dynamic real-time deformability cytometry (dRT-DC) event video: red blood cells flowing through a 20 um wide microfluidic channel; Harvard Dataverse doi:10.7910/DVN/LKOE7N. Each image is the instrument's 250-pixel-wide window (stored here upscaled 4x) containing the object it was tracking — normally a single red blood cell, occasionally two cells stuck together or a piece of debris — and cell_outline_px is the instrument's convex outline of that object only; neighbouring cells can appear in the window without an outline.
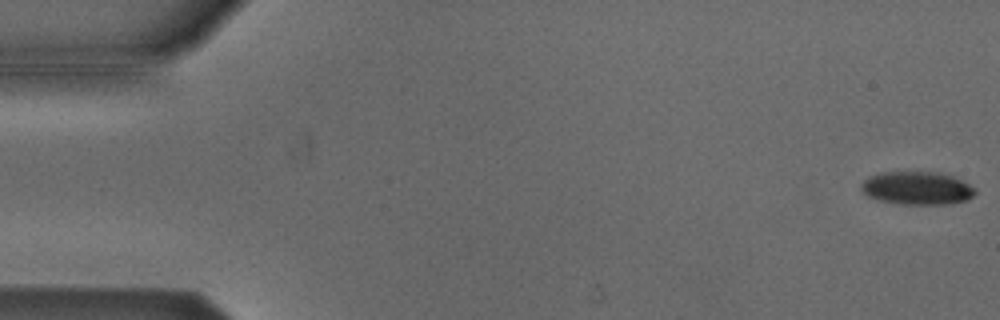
{"species": "Egyptian fruit bat (a non-hibernating species)", "species_latin": "Rousettus aegyptiacus", "temperature_condition": "cold", "stored_images_in_passage": 54, "camera_frame_rate_fps": 3000, "um_per_image_px": 0.085, "animal": {"sex": "male"}, "frame": {"image": 1, "passage_image": 1, "time_ms": 0.0, "image_size_px": [1000, 320], "cell_outline_px": [[976, 192], [968, 200], [952, 204], [900, 204], [880, 200], [868, 196], [860, 188], [860, 184], [868, 176], [884, 172], [940, 172], [952, 176], [976, 188]], "centroid_in_image_um": [77.96, 15.99], "position_along_channel_um": 7.0, "area_um2": 22.02}}
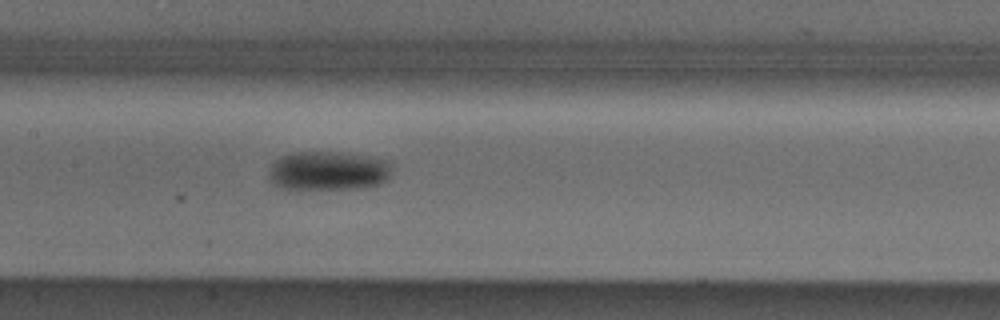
{"frame": {"image": 2, "passage_image": 26, "time_ms": 8.333, "image_size_px": [1000, 320], "cell_outline_px": [[392, 164], [388, 180], [380, 184], [364, 188], [280, 188], [272, 184], [268, 176], [268, 172], [272, 164], [280, 156], [296, 152], [340, 152], [388, 160]], "centroid_in_image_um": [27.9, 14.51], "position_along_channel_um": 179.5, "area_um2": 28.03}}
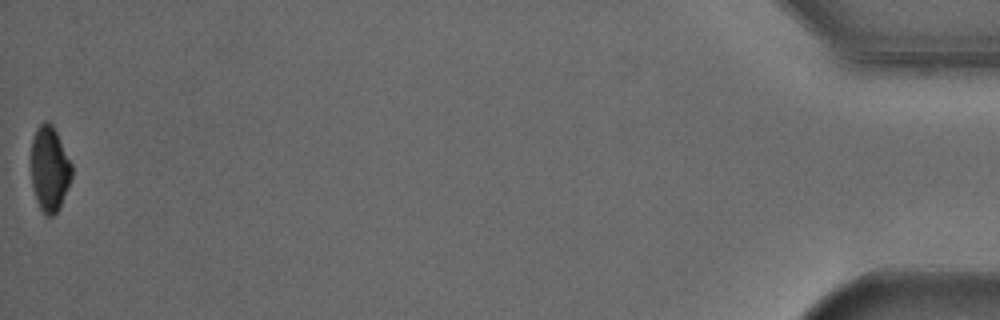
{"frame": {"image": 3, "passage_image": 54, "time_ms": 17.667, "image_size_px": [1000, 320], "cell_outline_px": [[72, 176], [60, 208], [52, 216], [44, 216], [36, 200], [32, 188], [32, 140], [36, 128], [44, 120], [48, 120], [52, 124], [72, 164]], "centroid_in_image_um": [4.21, 14.36], "position_along_channel_um": 431.0, "area_um2": 20.17}, "authors_computed_cell_mechanics": {"area_um2": 24.6517, "velocity_mm_per_s": 3.8138, "shape_relaxation_time_tau1_ms": 2.7655, "shape_relaxation_time_tau2_ms": null, "deformation_change_tau1": 0.0846, "deformation_change_tau2": null}}